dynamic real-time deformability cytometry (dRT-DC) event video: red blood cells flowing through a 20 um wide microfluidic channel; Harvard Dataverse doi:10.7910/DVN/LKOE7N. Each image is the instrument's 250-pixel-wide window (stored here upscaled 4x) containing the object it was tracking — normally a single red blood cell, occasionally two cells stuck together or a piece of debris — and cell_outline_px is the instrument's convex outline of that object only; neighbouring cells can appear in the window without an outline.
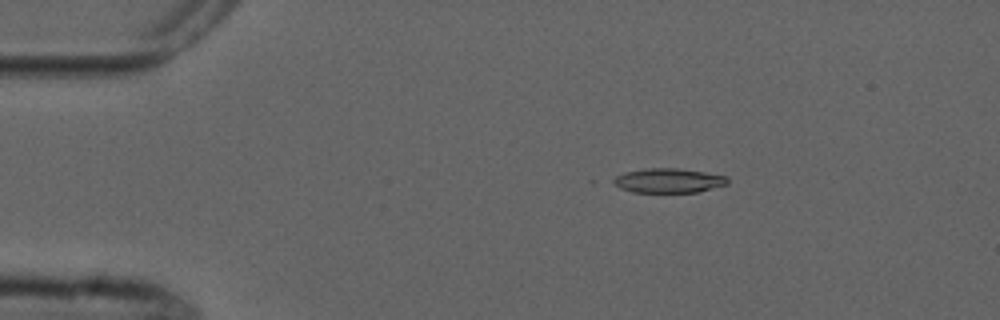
{"species": "common noctule bat (a hibernating species)", "species_latin": "Nyctalus noctula", "temperature_condition": "cold", "stored_images_in_passage": 6, "camera_frame_rate_fps": 3000, "um_per_image_px": 0.085, "animal": {"sex": "male", "forearm_length_mm": 52.5}, "frame": {"image": 1, "passage_image": 3, "time_ms": 2.333, "image_size_px": [1000, 320], "cell_outline_px": [[728, 184], [696, 192], [632, 192], [620, 188], [608, 180], [624, 172], [648, 168], [676, 168], [704, 172], [728, 176]], "centroid_in_image_um": [56.78, 15.34], "position_along_channel_um": 28.2, "area_um2": 16.3}}
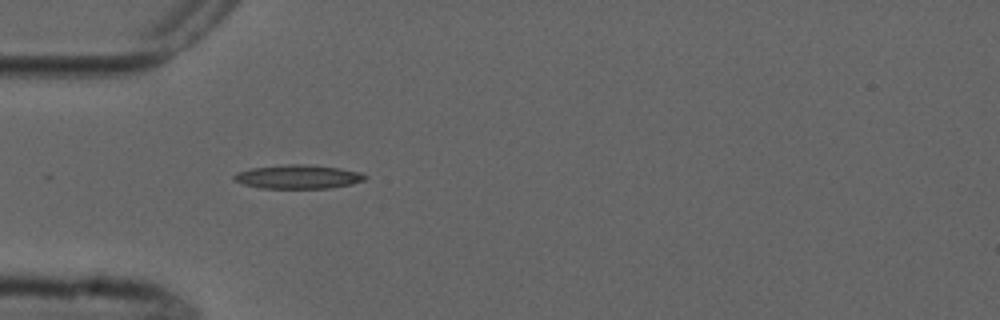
{"frame": {"image": 2, "passage_image": 5, "time_ms": 4.667, "image_size_px": [1000, 320], "cell_outline_px": [[368, 176], [364, 180], [352, 184], [328, 188], [260, 188], [244, 184], [232, 180], [232, 176], [236, 172], [252, 168], [288, 164], [308, 164], [340, 168], [360, 172]], "centroid_in_image_um": [25.32, 15.02], "position_along_channel_um": 59.7, "area_um2": 18.26}}
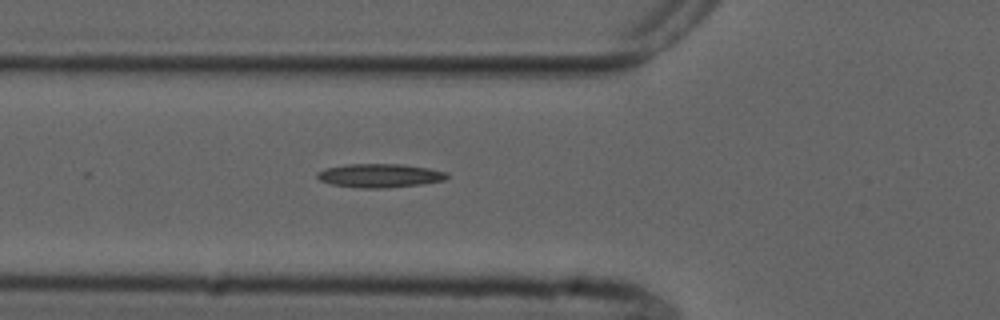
{"frame": {"image": 3, "passage_image": 6, "time_ms": 5.667, "image_size_px": [1000, 320], "cell_outline_px": [[448, 176], [444, 180], [424, 184], [388, 188], [360, 188], [332, 184], [320, 180], [316, 176], [316, 172], [324, 168], [348, 164], [400, 164], [428, 168], [444, 172]], "centroid_in_image_um": [32.24, 14.93], "position_along_channel_um": 93.6, "area_um2": 17.92}}